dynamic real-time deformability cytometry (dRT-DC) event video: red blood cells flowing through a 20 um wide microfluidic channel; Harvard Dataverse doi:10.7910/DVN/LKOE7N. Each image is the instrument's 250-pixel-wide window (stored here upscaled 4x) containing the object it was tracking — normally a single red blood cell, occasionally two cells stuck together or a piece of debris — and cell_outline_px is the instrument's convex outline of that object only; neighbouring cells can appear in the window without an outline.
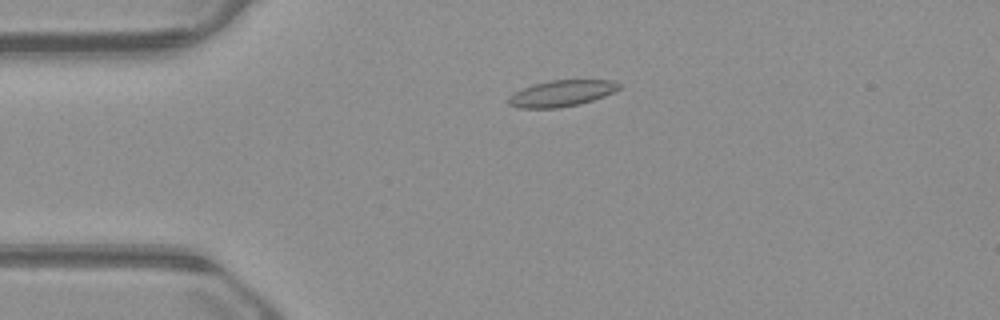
{"species": "common noctule bat (a hibernating species)", "species_latin": "Nyctalus noctula", "temperature_condition": "warm", "stored_images_in_passage": 54, "camera_frame_rate_fps": 3000, "um_per_image_px": 0.085, "animal": {"sex": "male", "body_mass_g": 23.1, "forearm_length_mm": 52.7}, "frame": {"image": 1, "passage_image": 12, "time_ms": 3.667, "image_size_px": [1000, 320], "cell_outline_px": [[624, 84], [620, 88], [604, 96], [580, 104], [560, 108], [516, 108], [508, 104], [508, 96], [512, 92], [532, 84], [548, 80], [612, 80]], "centroid_in_image_um": [47.7, 7.93], "position_along_channel_um": 37.3, "area_um2": 17.22}}
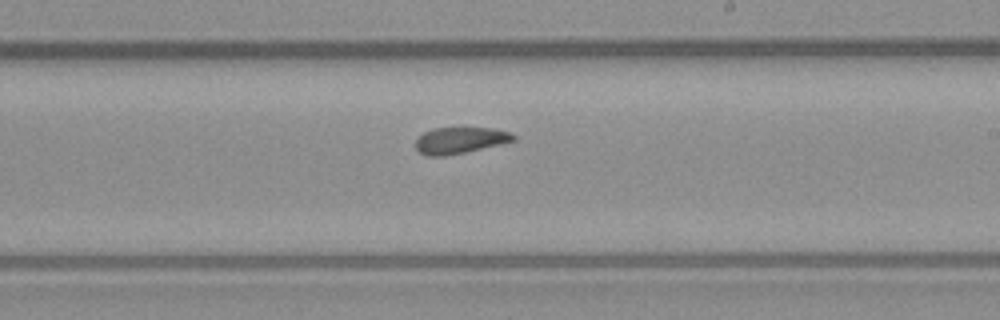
{"frame": {"image": 2, "passage_image": 31, "time_ms": 10.0, "image_size_px": [1000, 320], "cell_outline_px": [[516, 140], [500, 144], [464, 152], [444, 156], [428, 156], [420, 152], [416, 148], [416, 140], [424, 132], [432, 128], [460, 124], [464, 124], [492, 128], [512, 132], [516, 136]], "centroid_in_image_um": [39.13, 11.85], "position_along_channel_um": 249.9, "area_um2": 15.84}}
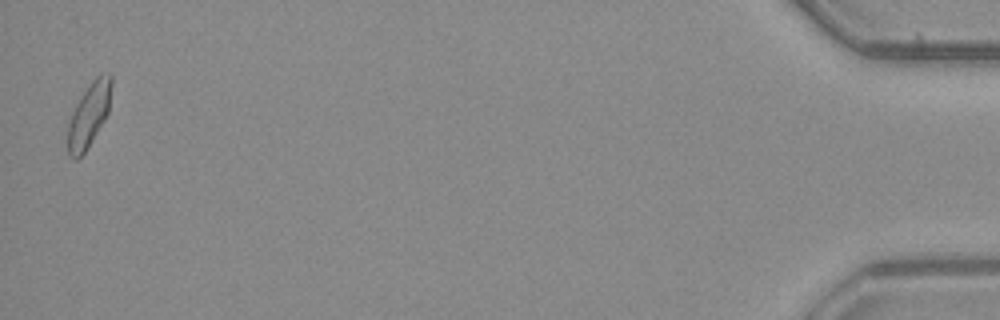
{"frame": {"image": 3, "passage_image": 53, "time_ms": 17.333, "image_size_px": [1000, 320], "cell_outline_px": [[112, 84], [108, 112], [104, 120], [84, 152], [76, 160], [72, 160], [68, 156], [68, 124], [72, 112], [80, 96], [92, 80], [96, 76], [104, 72], [112, 72]], "centroid_in_image_um": [7.56, 9.72], "position_along_channel_um": 427.6, "area_um2": 16.3}, "authors_computed_cell_mechanics": {"area_um2": 16.2418, "velocity_mm_per_s": 3.8269, "shape_relaxation_time_tau1_ms": null, "shape_relaxation_time_tau2_ms": 1.9241, "deformation_change_tau1": null, "deformation_change_tau2": 0.0858}}